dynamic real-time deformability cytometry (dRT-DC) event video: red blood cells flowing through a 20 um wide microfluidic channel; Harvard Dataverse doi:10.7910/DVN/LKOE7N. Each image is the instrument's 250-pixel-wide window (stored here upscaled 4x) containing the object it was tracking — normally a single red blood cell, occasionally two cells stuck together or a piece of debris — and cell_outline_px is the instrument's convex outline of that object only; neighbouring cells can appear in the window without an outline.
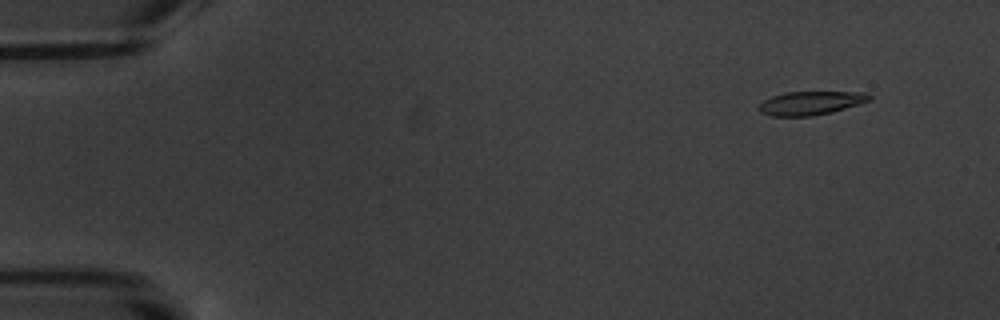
{"species": "common noctule bat (a hibernating species)", "species_latin": "Nyctalus noctula", "temperature_condition": "warm", "stored_images_in_passage": 5, "camera_frame_rate_fps": 3000, "um_per_image_px": 0.085, "animal": {"sex": "male", "body_mass_g": 20.1, "forearm_length_mm": 53.5}, "frame": {"image": 1, "passage_image": 1, "time_ms": 0.0, "image_size_px": [1000, 320], "cell_outline_px": [[872, 100], [832, 112], [812, 116], [772, 116], [760, 112], [756, 108], [764, 100], [772, 96], [784, 92], [868, 92], [872, 96]], "centroid_in_image_um": [68.92, 8.75], "position_along_channel_um": 16.1, "area_um2": 15.32}}
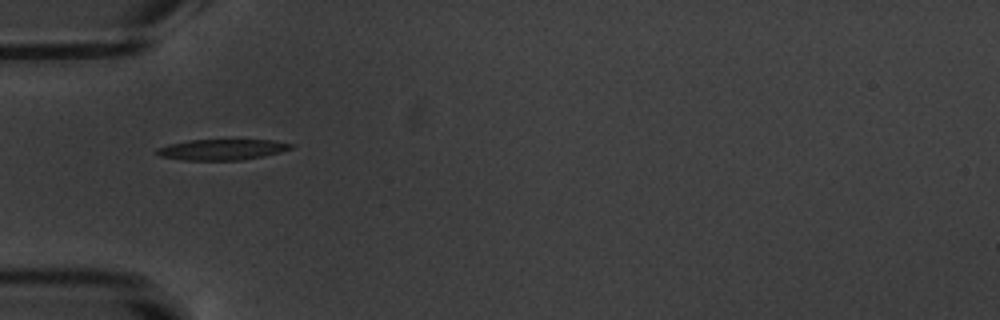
{"frame": {"image": 2, "passage_image": 5, "time_ms": 4.667, "image_size_px": [1000, 320], "cell_outline_px": [[296, 144], [292, 148], [280, 152], [264, 156], [244, 160], [184, 160], [160, 156], [156, 152], [156, 148], [168, 144], [188, 140], [276, 140]], "centroid_in_image_um": [18.9, 12.71], "position_along_channel_um": 66.1, "area_um2": 16.36}}